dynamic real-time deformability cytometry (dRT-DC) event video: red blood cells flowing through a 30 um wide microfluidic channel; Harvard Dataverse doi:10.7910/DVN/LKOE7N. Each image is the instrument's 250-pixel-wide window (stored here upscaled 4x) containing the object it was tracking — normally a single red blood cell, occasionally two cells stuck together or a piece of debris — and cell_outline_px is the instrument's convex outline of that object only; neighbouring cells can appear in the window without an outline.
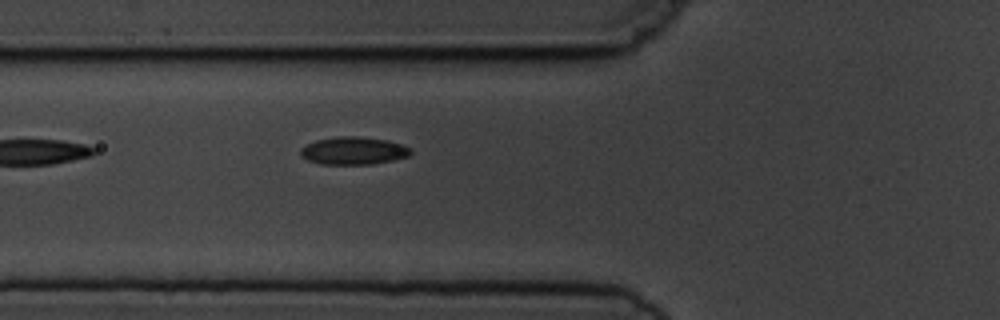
{"species": "common noctule bat (a hibernating species)", "species_latin": "Nyctalus noctula", "temperature_condition": "cold", "stored_images_in_passage": 5, "camera_frame_rate_fps": 3000, "um_per_image_px": 0.085, "animal": {"sex": "male", "body_mass_g": 19.5, "forearm_length_mm": 54.6}, "frame": {"image": 1, "passage_image": 5, "time_ms": 5.333, "image_size_px": [1000, 320], "cell_outline_px": [[412, 152], [408, 156], [392, 160], [372, 164], [320, 164], [308, 160], [300, 156], [300, 148], [304, 144], [316, 140], [340, 136], [360, 136], [388, 140], [404, 144], [412, 148]], "centroid_in_image_um": [30.04, 12.8], "position_along_channel_um": 95.8, "area_um2": 18.03}}